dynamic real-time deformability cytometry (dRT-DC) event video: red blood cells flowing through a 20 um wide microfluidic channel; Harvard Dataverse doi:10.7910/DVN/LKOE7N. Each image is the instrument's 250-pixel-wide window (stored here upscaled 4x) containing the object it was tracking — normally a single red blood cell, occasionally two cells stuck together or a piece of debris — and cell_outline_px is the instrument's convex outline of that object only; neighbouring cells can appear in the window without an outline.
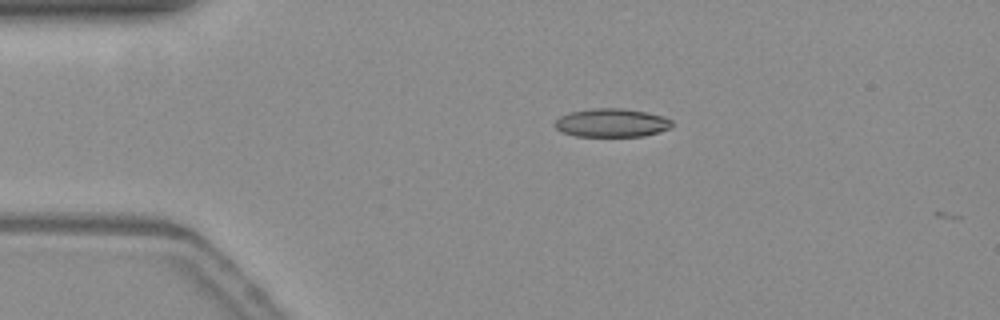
{"species": "common noctule bat (a hibernating species)", "species_latin": "Nyctalus noctula", "temperature_condition": "warm", "stored_images_in_passage": 3, "camera_frame_rate_fps": 3000, "um_per_image_px": 0.085, "animal": {"sex": "female", "body_mass_g": 19.3, "forearm_length_mm": 54.1}, "frame": {"image": 1, "passage_image": 2, "time_ms": 0.333, "image_size_px": [1000, 320], "cell_outline_px": [[672, 128], [644, 136], [576, 136], [564, 132], [556, 128], [556, 120], [560, 116], [572, 112], [592, 108], [620, 108], [644, 112], [660, 116], [672, 120]], "centroid_in_image_um": [52.01, 10.44], "position_along_channel_um": 33.0, "area_um2": 19.13}}